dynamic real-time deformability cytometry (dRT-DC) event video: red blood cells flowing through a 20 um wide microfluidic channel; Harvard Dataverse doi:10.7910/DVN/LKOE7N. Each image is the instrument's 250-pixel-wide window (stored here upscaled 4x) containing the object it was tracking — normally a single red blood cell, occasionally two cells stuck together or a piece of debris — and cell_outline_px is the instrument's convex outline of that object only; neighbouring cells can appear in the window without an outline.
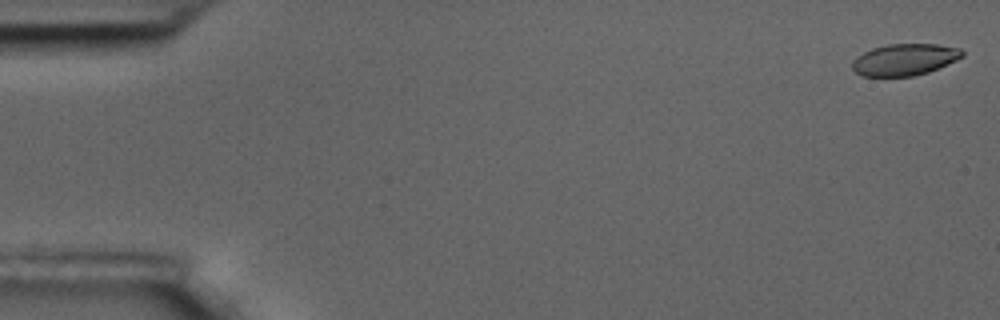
{"species": "common noctule bat (a hibernating species)", "species_latin": "Nyctalus noctula", "temperature_condition": "room temperature", "stored_images_in_passage": 60, "camera_frame_rate_fps": 3000, "um_per_image_px": 0.085, "animal": {"sex": "male", "body_mass_g": 17.5, "forearm_length_mm": 52.3}, "frame": {"image": 1, "passage_image": 2, "time_ms": 0.333, "image_size_px": [1000, 320], "cell_outline_px": [[964, 56], [956, 60], [928, 72], [912, 76], [860, 76], [852, 68], [852, 60], [856, 56], [872, 48], [888, 44], [936, 44], [960, 48], [964, 52]], "centroid_in_image_um": [76.87, 5.06], "position_along_channel_um": 8.1, "area_um2": 20.29}}
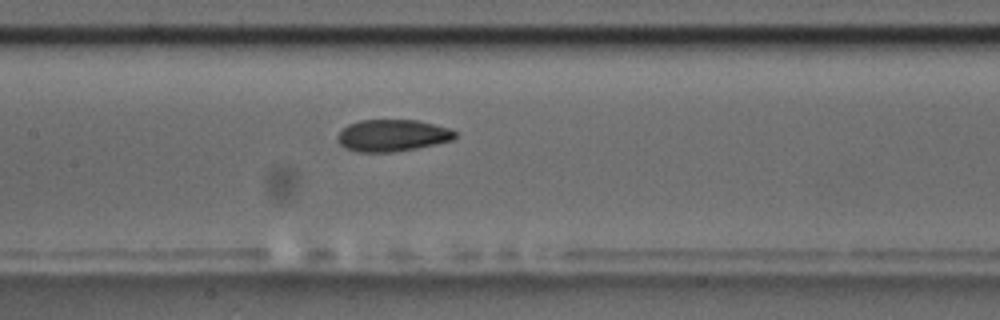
{"frame": {"image": 2, "passage_image": 29, "time_ms": 9.333, "image_size_px": [1000, 320], "cell_outline_px": [[460, 132], [452, 140], [436, 144], [416, 148], [392, 152], [356, 152], [340, 144], [336, 140], [336, 136], [348, 124], [360, 120], [416, 120], [452, 128]], "centroid_in_image_um": [33.39, 11.51], "position_along_channel_um": 174.0, "area_um2": 21.96}}
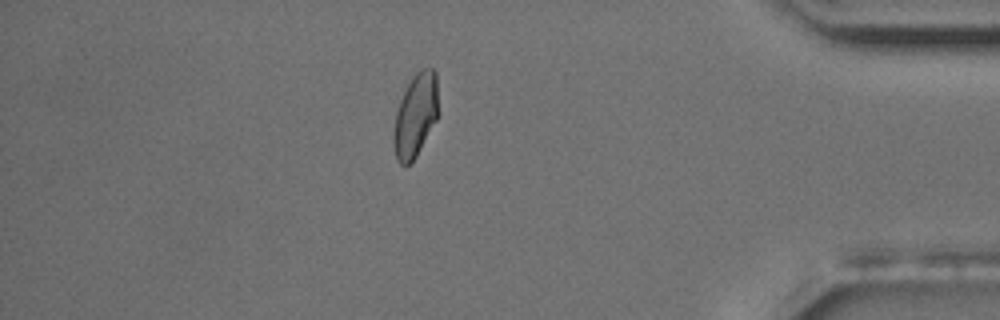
{"frame": {"image": 3, "passage_image": 52, "time_ms": 17.0, "image_size_px": [1000, 320], "cell_outline_px": [[440, 112], [436, 120], [416, 156], [404, 168], [396, 160], [392, 144], [392, 136], [396, 112], [400, 100], [412, 76], [416, 72], [424, 68], [432, 68], [436, 72]], "centroid_in_image_um": [35.32, 9.81], "position_along_channel_um": 399.9, "area_um2": 22.14}, "authors_computed_cell_mechanics": {"area_um2": 21.7906, "velocity_mm_per_s": 3.4305, "shape_relaxation_time_tau1_ms": 4.6617, "shape_relaxation_time_tau2_ms": 2.1775, "deformation_change_tau1": 0.1308, "deformation_change_tau2": 0.0627}}